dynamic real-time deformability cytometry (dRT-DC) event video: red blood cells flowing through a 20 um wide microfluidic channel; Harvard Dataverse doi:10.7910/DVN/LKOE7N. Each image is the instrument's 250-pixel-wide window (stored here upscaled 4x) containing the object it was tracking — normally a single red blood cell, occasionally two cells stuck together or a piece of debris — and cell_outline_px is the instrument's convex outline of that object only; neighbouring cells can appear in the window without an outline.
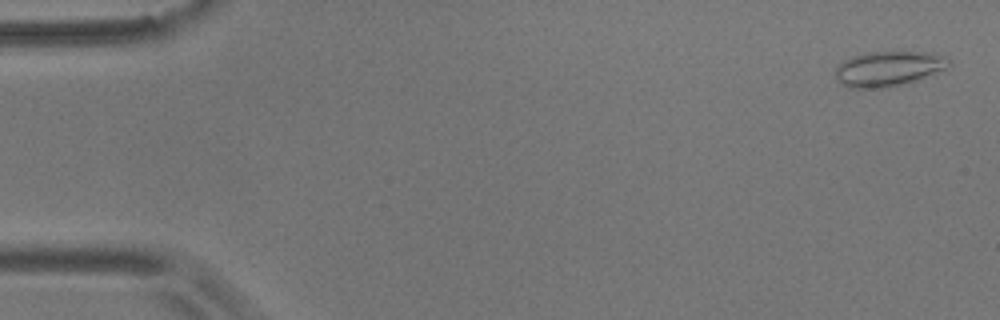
{"species": "common noctule bat (a hibernating species)", "species_latin": "Nyctalus noctula", "temperature_condition": "room temperature", "stored_images_in_passage": 45, "camera_frame_rate_fps": 3000, "um_per_image_px": 0.085, "animal": {"sex": "male", "body_mass_g": 17.9}, "frame": {"image": 1, "passage_image": 2, "time_ms": 0.333, "image_size_px": [1000, 320], "cell_outline_px": [[952, 64], [944, 68], [916, 80], [884, 88], [852, 88], [840, 84], [836, 76], [836, 68], [844, 60], [852, 56], [868, 52], [924, 52], [940, 56], [952, 60]], "centroid_in_image_um": [75.47, 5.84], "position_along_channel_um": 9.5, "area_um2": 22.72}}
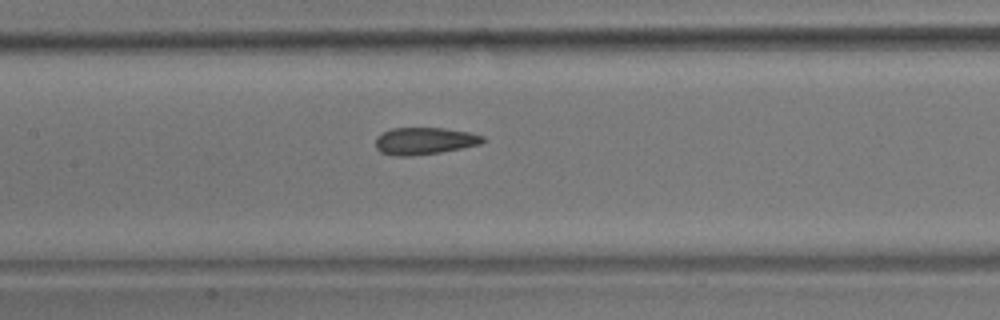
{"frame": {"image": 2, "passage_image": 26, "time_ms": 8.333, "image_size_px": [1000, 320], "cell_outline_px": [[488, 140], [480, 144], [440, 152], [412, 156], [396, 156], [380, 152], [376, 148], [376, 136], [392, 128], [444, 128], [468, 132], [484, 136]], "centroid_in_image_um": [36.08, 11.98], "position_along_channel_um": 171.3, "area_um2": 16.94}}
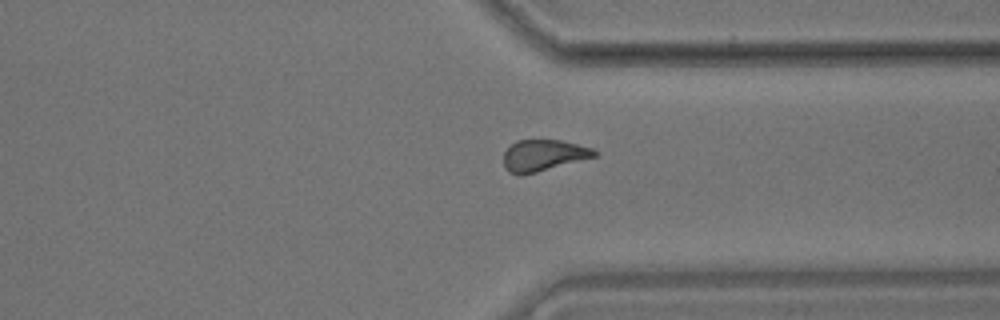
{"frame": {"image": 3, "passage_image": 42, "time_ms": 13.667, "image_size_px": [1000, 320], "cell_outline_px": [[600, 152], [596, 156], [536, 172], [520, 176], [508, 172], [504, 168], [504, 152], [516, 140], [560, 140], [592, 148]], "centroid_in_image_um": [46.17, 13.21], "position_along_channel_um": 365.2, "area_um2": 16.53}, "authors_computed_cell_mechanics": {"area_um2": 17.5134, "velocity_mm_per_s": 3.6483, "shape_relaxation_time_tau1_ms": null, "shape_relaxation_time_tau2_ms": 2.2416, "deformation_change_tau1": null, "deformation_change_tau2": 0.0839}}